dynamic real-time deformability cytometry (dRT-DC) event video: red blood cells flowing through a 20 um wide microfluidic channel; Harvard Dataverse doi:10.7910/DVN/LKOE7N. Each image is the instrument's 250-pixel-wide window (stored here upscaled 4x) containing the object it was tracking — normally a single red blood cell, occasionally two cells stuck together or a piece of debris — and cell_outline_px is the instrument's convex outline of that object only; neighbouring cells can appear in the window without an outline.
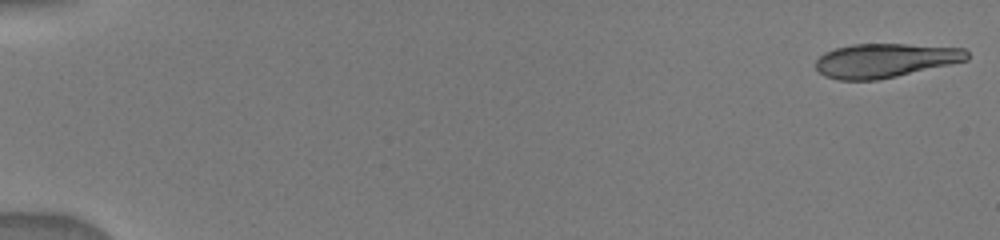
{"species": "human", "species_latin": "Homo sapiens", "temperature_condition": "warm", "stored_images_in_passage": 62, "camera_frame_rate_fps": 3000, "um_per_image_px": 0.085, "donor": {"sex": "male"}, "frame": {"image": 1, "passage_image": 1, "time_ms": 0.0, "image_size_px": [1000, 240], "cell_outline_px": [[968, 60], [896, 76], [876, 80], [840, 80], [824, 76], [816, 68], [816, 60], [824, 52], [836, 48], [852, 44], [908, 44], [964, 48], [968, 52]], "centroid_in_image_um": [75.22, 5.13], "position_along_channel_um": 9.8, "area_um2": 29.88}}
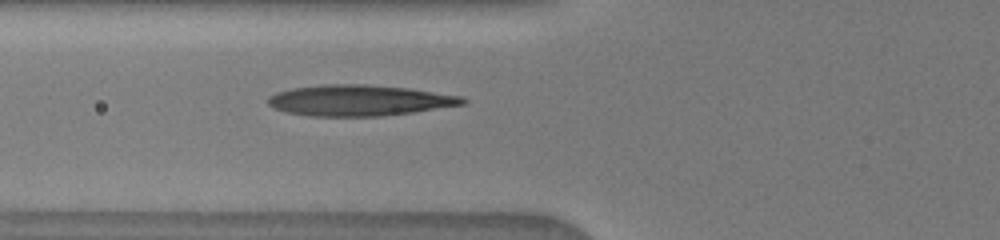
{"frame": {"image": 2, "passage_image": 24, "time_ms": 6.333, "image_size_px": [1000, 240], "cell_outline_px": [[468, 104], [412, 112], [380, 116], [308, 116], [288, 112], [272, 108], [268, 104], [268, 96], [276, 92], [292, 88], [324, 84], [364, 84], [408, 88], [464, 96], [468, 100]], "centroid_in_image_um": [30.56, 8.53], "position_along_channel_um": 95.2, "area_um2": 35.26}}
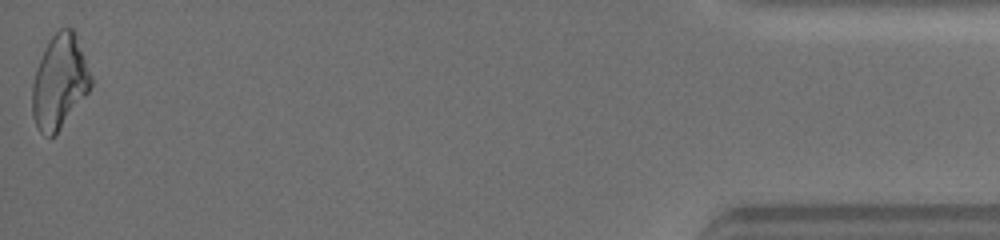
{"frame": {"image": 3, "passage_image": 62, "time_ms": 16.333, "image_size_px": [1000, 240], "cell_outline_px": [[92, 84], [88, 92], [60, 128], [52, 136], [48, 136], [40, 132], [32, 116], [32, 84], [36, 68], [44, 48], [48, 40], [60, 28], [72, 28], [92, 76]], "centroid_in_image_um": [5.03, 6.94], "position_along_channel_um": 430.2, "area_um2": 31.56}}